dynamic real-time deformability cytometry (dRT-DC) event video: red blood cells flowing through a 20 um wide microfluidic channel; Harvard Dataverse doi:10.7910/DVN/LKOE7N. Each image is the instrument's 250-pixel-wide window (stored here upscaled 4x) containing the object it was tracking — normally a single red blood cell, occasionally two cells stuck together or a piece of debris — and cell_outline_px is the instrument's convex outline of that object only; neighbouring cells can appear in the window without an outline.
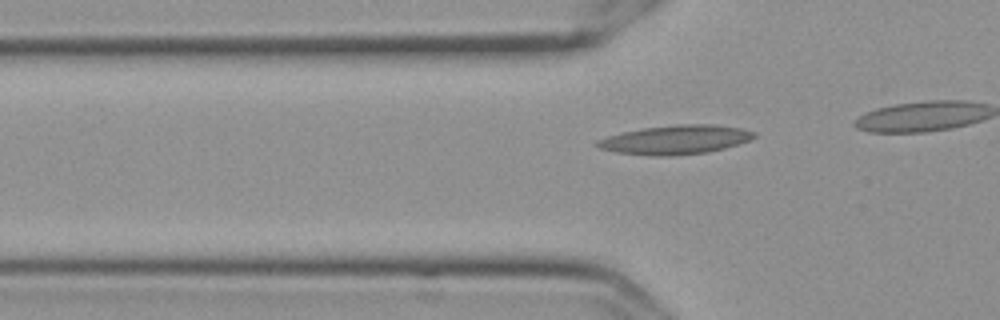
{"species": "Egyptian fruit bat (a non-hibernating species)", "species_latin": "Rousettus aegyptiacus", "temperature_condition": "cold", "stored_images_in_passage": 21, "camera_frame_rate_fps": 3000, "um_per_image_px": 0.085, "frame": {"image": 1, "passage_image": 15, "time_ms": 4.667, "image_size_px": [1000, 320], "cell_outline_px": [[756, 136], [748, 140], [724, 148], [708, 152], [672, 156], [652, 156], [616, 152], [600, 148], [592, 144], [596, 140], [620, 132], [644, 128], [676, 124], [716, 124], [740, 128], [756, 132]], "centroid_in_image_um": [57.37, 11.87], "position_along_channel_um": 68.4, "area_um2": 26.65}}